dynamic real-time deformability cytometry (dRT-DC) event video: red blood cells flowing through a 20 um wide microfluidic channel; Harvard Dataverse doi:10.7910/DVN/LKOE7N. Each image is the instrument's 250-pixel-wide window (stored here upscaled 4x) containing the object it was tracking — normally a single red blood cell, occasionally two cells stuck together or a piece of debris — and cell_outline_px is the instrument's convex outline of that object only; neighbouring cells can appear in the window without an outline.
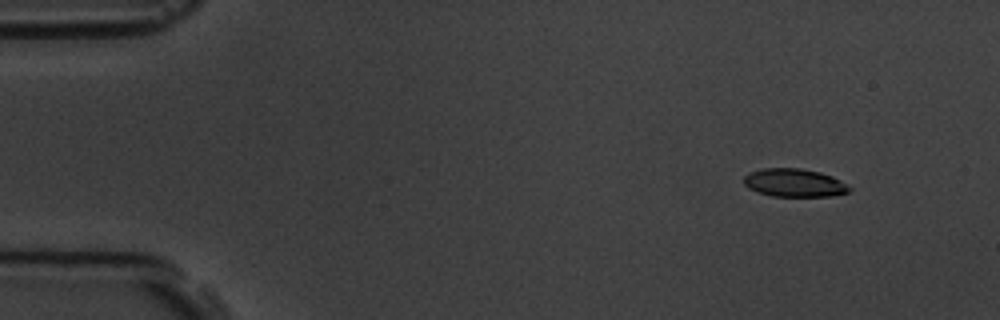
{"species": "common noctule bat (a hibernating species)", "species_latin": "Nyctalus noctula", "temperature_condition": "room temperature", "stored_images_in_passage": 4, "camera_frame_rate_fps": 3000, "um_per_image_px": 0.085, "animal": {"sex": "male", "body_mass_g": 19.5, "forearm_length_mm": 54.6}, "frame": {"image": 1, "passage_image": 1, "time_ms": 0.0, "image_size_px": [1000, 320], "cell_outline_px": [[852, 188], [848, 192], [832, 196], [772, 196], [756, 192], [748, 188], [744, 184], [744, 176], [748, 172], [764, 168], [800, 168], [820, 172], [832, 176], [840, 180]], "centroid_in_image_um": [67.49, 15.53], "position_along_channel_um": 17.5, "area_um2": 17.4}}
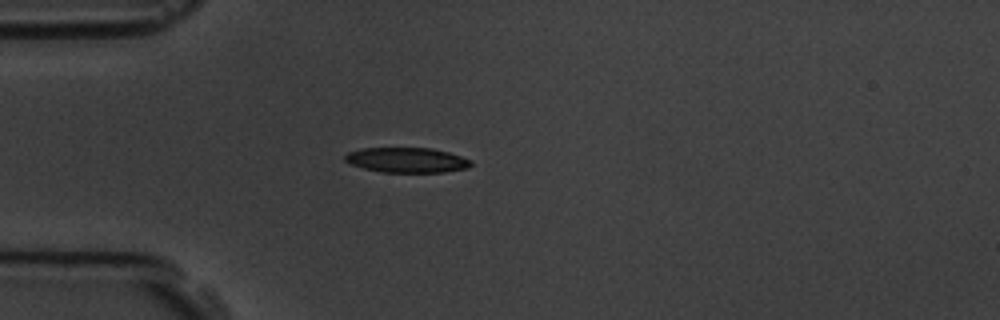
{"frame": {"image": 2, "passage_image": 4, "time_ms": 3.333, "image_size_px": [1000, 320], "cell_outline_px": [[472, 164], [468, 168], [444, 172], [384, 172], [364, 168], [352, 164], [344, 160], [344, 156], [348, 152], [364, 148], [432, 148], [448, 152], [460, 156], [468, 160]], "centroid_in_image_um": [34.57, 13.6], "position_along_channel_um": 50.4, "area_um2": 18.15}}